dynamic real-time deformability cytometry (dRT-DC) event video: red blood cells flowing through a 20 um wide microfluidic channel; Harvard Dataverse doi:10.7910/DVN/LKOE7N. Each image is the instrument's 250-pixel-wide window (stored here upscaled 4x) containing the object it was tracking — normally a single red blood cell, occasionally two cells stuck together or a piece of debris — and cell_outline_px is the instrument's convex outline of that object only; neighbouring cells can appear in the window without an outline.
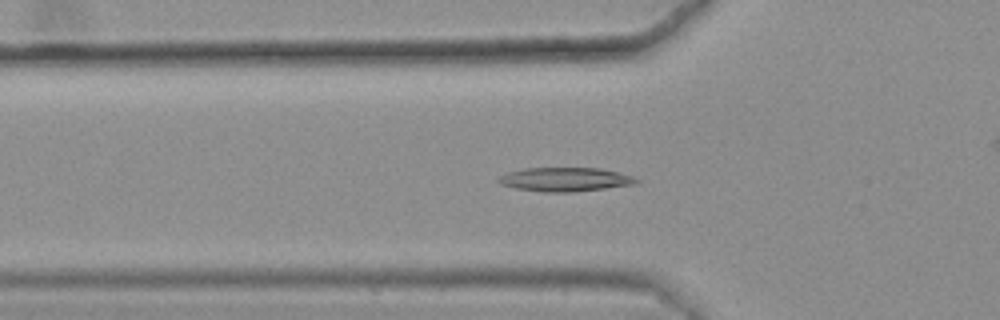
{"species": "common noctule bat (a hibernating species)", "species_latin": "Nyctalus noctula", "temperature_condition": "warm", "stored_images_in_passage": 44, "camera_frame_rate_fps": 3000, "um_per_image_px": 0.085, "animal": {"sex": "female", "body_mass_g": 25.1}, "frame": {"image": 1, "passage_image": 18, "time_ms": 5.667, "image_size_px": [1000, 320], "cell_outline_px": [[640, 180], [636, 184], [572, 192], [540, 192], [516, 188], [500, 184], [496, 180], [500, 176], [508, 172], [524, 168], [600, 168], [632, 176]], "centroid_in_image_um": [48.0, 15.25], "position_along_channel_um": 77.8, "area_um2": 19.13}}
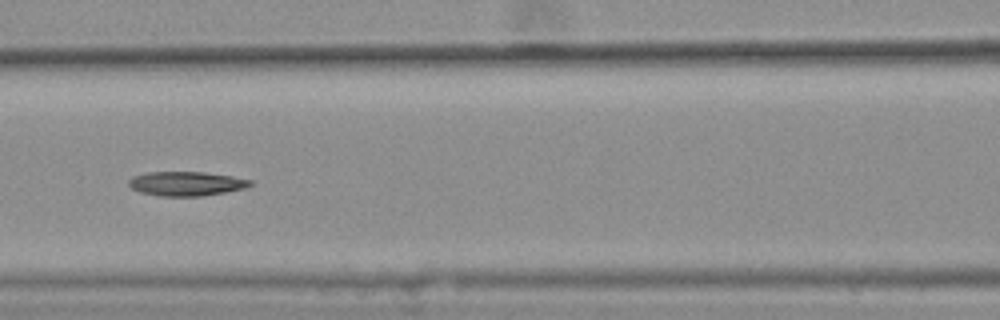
{"frame": {"image": 2, "passage_image": 24, "time_ms": 7.667, "image_size_px": [1000, 320], "cell_outline_px": [[252, 184], [244, 188], [224, 192], [200, 196], [160, 196], [140, 192], [132, 188], [128, 184], [128, 180], [132, 176], [148, 172], [204, 172], [232, 176], [252, 180]], "centroid_in_image_um": [15.8, 15.6], "position_along_channel_um": 150.8, "area_um2": 17.11}}
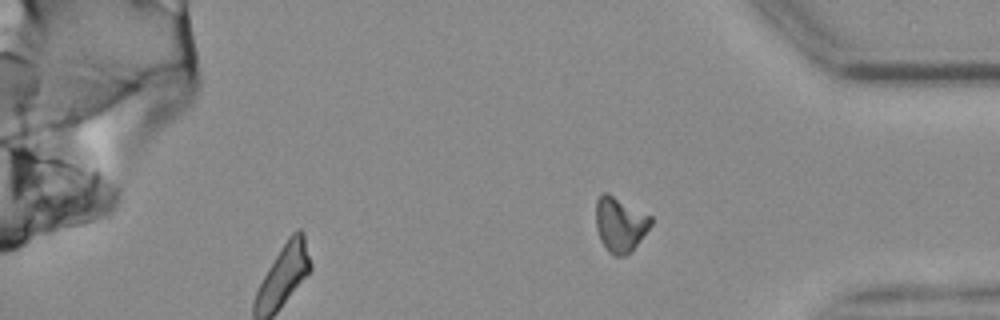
{"frame": {"image": 3, "passage_image": 44, "time_ms": 14.333, "image_size_px": [1000, 320], "cell_outline_px": [[652, 224], [632, 252], [624, 256], [612, 256], [608, 252], [600, 240], [596, 228], [596, 200], [600, 192], [608, 192], [652, 216]], "centroid_in_image_um": [52.7, 19.07], "position_along_channel_um": 382.5, "area_um2": 17.98}}